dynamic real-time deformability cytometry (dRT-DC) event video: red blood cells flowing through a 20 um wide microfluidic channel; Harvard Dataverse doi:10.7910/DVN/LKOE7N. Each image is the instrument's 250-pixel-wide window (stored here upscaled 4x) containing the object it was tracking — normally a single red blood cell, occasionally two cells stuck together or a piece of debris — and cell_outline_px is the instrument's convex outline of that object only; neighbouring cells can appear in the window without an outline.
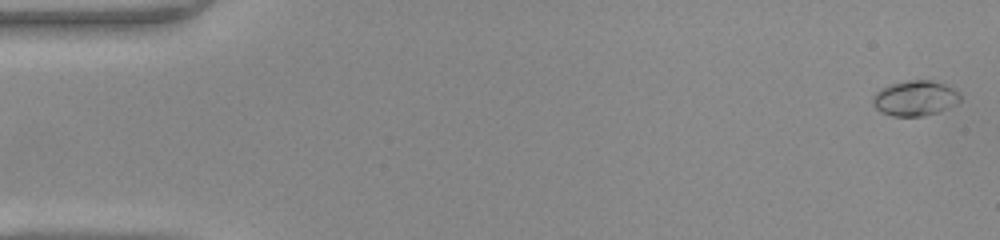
{"species": "common noctule bat (a hibernating species)", "species_latin": "Nyctalus noctula", "temperature_condition": "warm", "stored_images_in_passage": 49, "camera_frame_rate_fps": 3000, "um_per_image_px": 0.085, "animal": {"sex": "female", "body_mass_g": 22.0, "forearm_length_mm": 56.7}, "frame": {"image": 1, "passage_image": 1, "time_ms": 0.0, "image_size_px": [1000, 240], "cell_outline_px": [[960, 100], [956, 104], [936, 112], [924, 116], [892, 116], [880, 112], [872, 104], [872, 96], [880, 88], [892, 84], [908, 80], [932, 80], [944, 84], [960, 92]], "centroid_in_image_um": [77.75, 8.34], "position_along_channel_um": 7.2, "area_um2": 17.98}}
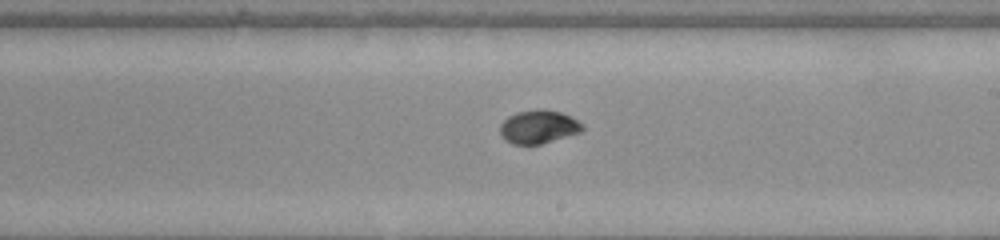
{"frame": {"image": 2, "passage_image": 28, "time_ms": 9.0, "image_size_px": [1000, 240], "cell_outline_px": [[584, 128], [580, 132], [540, 144], [512, 144], [504, 140], [500, 132], [500, 124], [508, 116], [516, 112], [544, 108], [560, 112], [572, 116], [584, 124]], "centroid_in_image_um": [45.78, 10.76], "position_along_channel_um": 243.2, "area_um2": 16.13}}
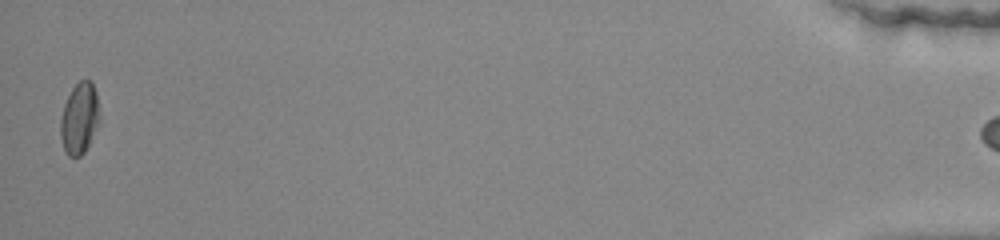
{"frame": {"image": 3, "passage_image": 48, "time_ms": 15.667, "image_size_px": [1000, 240], "cell_outline_px": [[100, 120], [84, 152], [80, 156], [68, 156], [64, 152], [60, 136], [60, 120], [64, 104], [72, 88], [80, 80], [88, 80], [92, 84], [96, 92], [100, 112]], "centroid_in_image_um": [6.74, 10.07], "position_along_channel_um": 428.5, "area_um2": 16.18}, "authors_computed_cell_mechanics": {"area_um2": 16.0684, "velocity_mm_per_s": 4.2341, "shape_relaxation_time_tau1_ms": 4.9107, "shape_relaxation_time_tau2_ms": 1.5465, "deformation_change_tau1": 0.2164, "deformation_change_tau2": 0.0299}}